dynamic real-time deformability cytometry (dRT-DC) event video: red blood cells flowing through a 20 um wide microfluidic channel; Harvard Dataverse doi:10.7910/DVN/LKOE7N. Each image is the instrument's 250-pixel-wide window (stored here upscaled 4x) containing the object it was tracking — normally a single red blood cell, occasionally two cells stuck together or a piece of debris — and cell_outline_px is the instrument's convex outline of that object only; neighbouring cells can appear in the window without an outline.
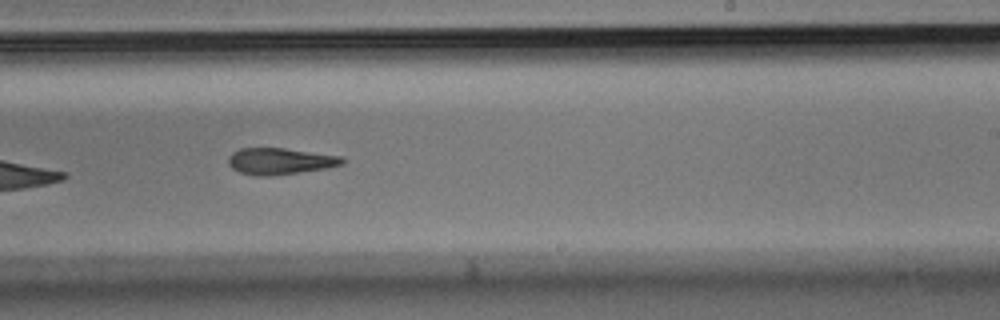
{"species": "Egyptian fruit bat (a non-hibernating species)", "species_latin": "Rousettus aegyptiacus", "temperature_condition": "room temperature", "stored_images_in_passage": 9, "camera_frame_rate_fps": 3000, "um_per_image_px": 0.085, "animal": {"sex": "male"}, "frame": {"image": 1, "passage_image": 8, "time_ms": 2.333, "image_size_px": [1000, 320], "cell_outline_px": [[344, 164], [328, 168], [268, 176], [256, 176], [240, 172], [232, 168], [228, 164], [228, 156], [232, 152], [240, 148], [284, 148], [344, 156]], "centroid_in_image_um": [23.81, 13.69], "position_along_channel_um": 265.2, "area_um2": 17.69}}
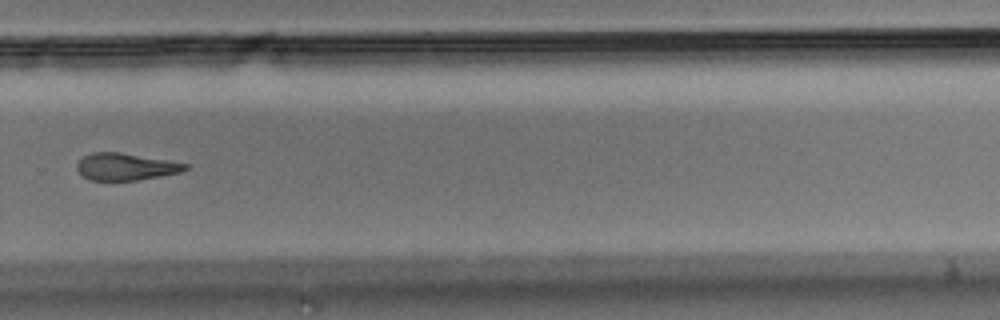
{"frame": {"image": 2, "passage_image": 9, "time_ms": 2.667, "image_size_px": [1000, 320], "cell_outline_px": [[188, 168], [180, 172], [160, 176], [136, 180], [92, 180], [84, 176], [76, 168], [76, 164], [84, 156], [92, 152], [120, 152], [188, 164]], "centroid_in_image_um": [10.66, 14.16], "position_along_channel_um": 319.1, "area_um2": 16.76}}